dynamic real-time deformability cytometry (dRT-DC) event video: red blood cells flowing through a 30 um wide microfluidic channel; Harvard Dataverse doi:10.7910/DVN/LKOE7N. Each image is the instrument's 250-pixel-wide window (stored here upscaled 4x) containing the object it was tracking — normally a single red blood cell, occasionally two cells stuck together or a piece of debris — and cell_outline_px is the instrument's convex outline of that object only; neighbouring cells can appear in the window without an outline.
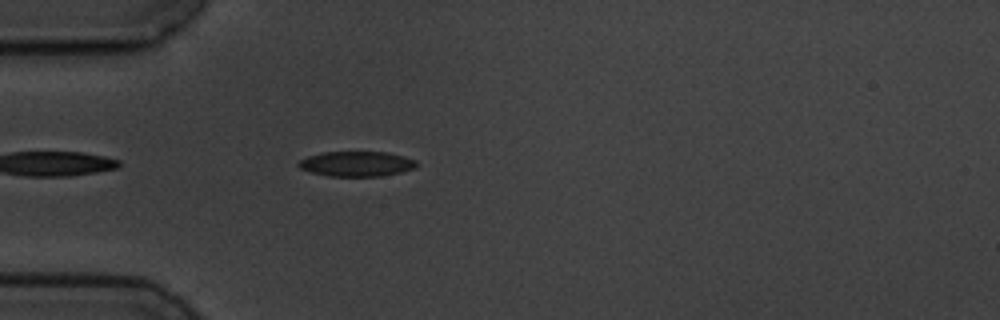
{"species": "common noctule bat (a hibernating species)", "species_latin": "Nyctalus noctula", "temperature_condition": "cold", "stored_images_in_passage": 2, "camera_frame_rate_fps": 3000, "um_per_image_px": 0.085, "animal": {"sex": "male", "body_mass_g": 19.5, "forearm_length_mm": 54.6}, "frame": {"image": 1, "passage_image": 2, "time_ms": 1.333, "image_size_px": [1000, 320], "cell_outline_px": [[420, 164], [416, 168], [400, 172], [380, 176], [328, 176], [312, 172], [300, 168], [296, 164], [300, 160], [308, 156], [324, 152], [388, 152], [404, 156], [416, 160]], "centroid_in_image_um": [30.35, 13.92], "position_along_channel_um": 54.7, "area_um2": 17.28}}